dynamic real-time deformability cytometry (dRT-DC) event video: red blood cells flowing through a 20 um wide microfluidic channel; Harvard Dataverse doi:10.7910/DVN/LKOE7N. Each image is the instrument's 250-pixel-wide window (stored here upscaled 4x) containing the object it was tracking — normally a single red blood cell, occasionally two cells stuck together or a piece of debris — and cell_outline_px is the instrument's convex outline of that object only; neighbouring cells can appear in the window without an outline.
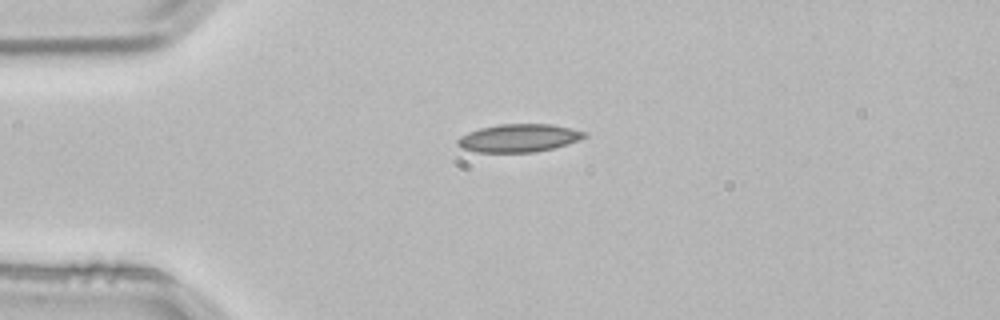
{"species": "common noctule bat (a hibernating species)", "species_latin": "Nyctalus noctula", "temperature_condition": "room temperature", "stored_images_in_passage": 5, "camera_frame_rate_fps": 3000, "um_per_image_px": 0.085, "animal": {"sex": "male", "body_mass_g": 21.5, "forearm_length_mm": 52.0}, "frame": {"image": 1, "passage_image": 5, "time_ms": 1.333, "image_size_px": [1000, 320], "cell_outline_px": [[588, 136], [580, 140], [568, 144], [536, 152], [476, 152], [460, 148], [456, 144], [456, 140], [460, 136], [468, 132], [480, 128], [500, 124], [552, 124], [572, 128], [588, 132]], "centroid_in_image_um": [44.12, 11.73], "position_along_channel_um": 40.9, "area_um2": 20.92}}